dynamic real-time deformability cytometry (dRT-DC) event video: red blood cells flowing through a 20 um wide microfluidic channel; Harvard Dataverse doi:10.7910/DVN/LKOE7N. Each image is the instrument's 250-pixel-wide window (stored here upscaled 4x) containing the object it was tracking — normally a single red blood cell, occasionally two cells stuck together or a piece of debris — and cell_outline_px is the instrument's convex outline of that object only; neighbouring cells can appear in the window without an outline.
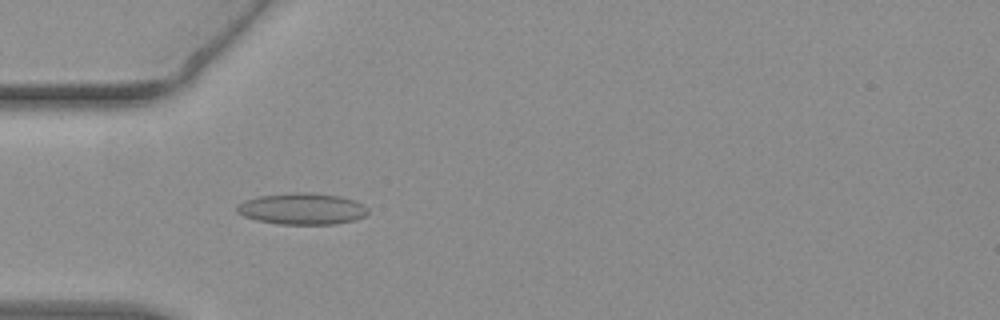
{"species": "common noctule bat (a hibernating species)", "species_latin": "Nyctalus noctula", "temperature_condition": "warm", "stored_images_in_passage": 43, "camera_frame_rate_fps": 3000, "um_per_image_px": 0.085, "animal": {"sex": "female", "body_mass_g": 19.3, "forearm_length_mm": 54.1}, "frame": {"image": 1, "passage_image": 8, "time_ms": 2.333, "image_size_px": [1000, 320], "cell_outline_px": [[368, 212], [364, 216], [356, 220], [336, 224], [280, 224], [256, 220], [244, 216], [236, 212], [236, 208], [244, 200], [260, 196], [292, 192], [308, 192], [340, 196], [356, 200], [364, 204], [368, 208]], "centroid_in_image_um": [25.71, 17.74], "position_along_channel_um": 59.3, "area_um2": 24.16}}
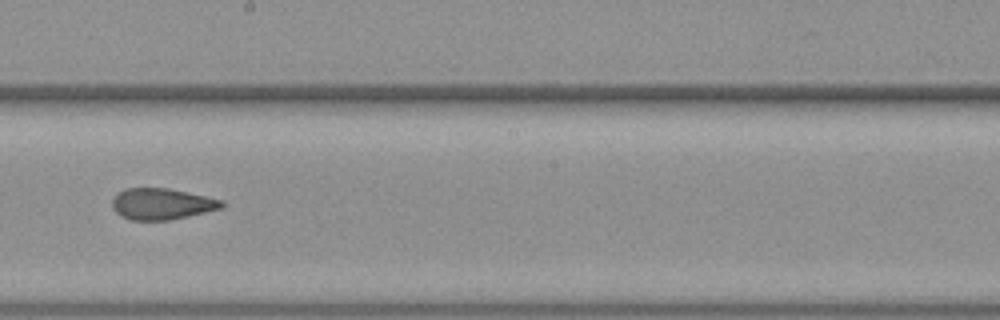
{"frame": {"image": 2, "passage_image": 22, "time_ms": 7.0, "image_size_px": [1000, 320], "cell_outline_px": [[224, 204], [220, 208], [188, 216], [168, 220], [128, 220], [120, 216], [112, 208], [112, 200], [124, 188], [168, 188], [188, 192], [220, 200]], "centroid_in_image_um": [13.69, 17.34], "position_along_channel_um": 234.5, "area_um2": 19.71}}
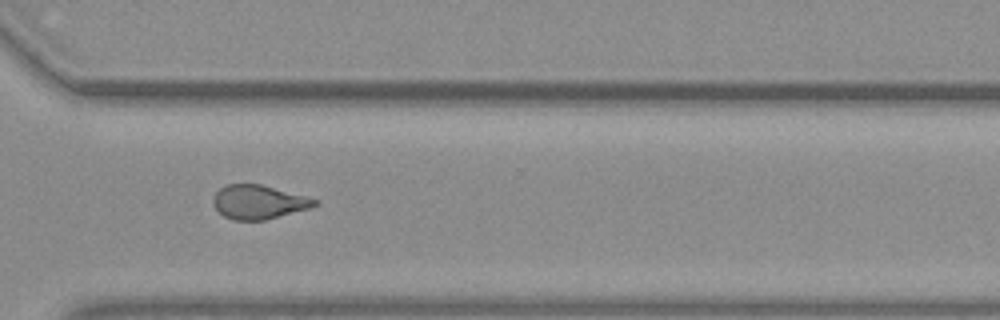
{"frame": {"image": 3, "passage_image": 31, "time_ms": 10.0, "image_size_px": [1000, 320], "cell_outline_px": [[320, 200], [316, 204], [308, 208], [264, 220], [232, 220], [224, 216], [216, 208], [212, 200], [216, 192], [220, 188], [228, 184], [260, 184]], "centroid_in_image_um": [21.95, 17.17], "position_along_channel_um": 348.6, "area_um2": 19.71}, "authors_computed_cell_mechanics": {"area_um2": 20.4034, "velocity_mm_per_s": 3.809, "shape_relaxation_time_tau1_ms": 8.5933, "shape_relaxation_time_tau2_ms": 1.8899, "deformation_change_tau1": 0.1937, "deformation_change_tau2": 0.0872}}